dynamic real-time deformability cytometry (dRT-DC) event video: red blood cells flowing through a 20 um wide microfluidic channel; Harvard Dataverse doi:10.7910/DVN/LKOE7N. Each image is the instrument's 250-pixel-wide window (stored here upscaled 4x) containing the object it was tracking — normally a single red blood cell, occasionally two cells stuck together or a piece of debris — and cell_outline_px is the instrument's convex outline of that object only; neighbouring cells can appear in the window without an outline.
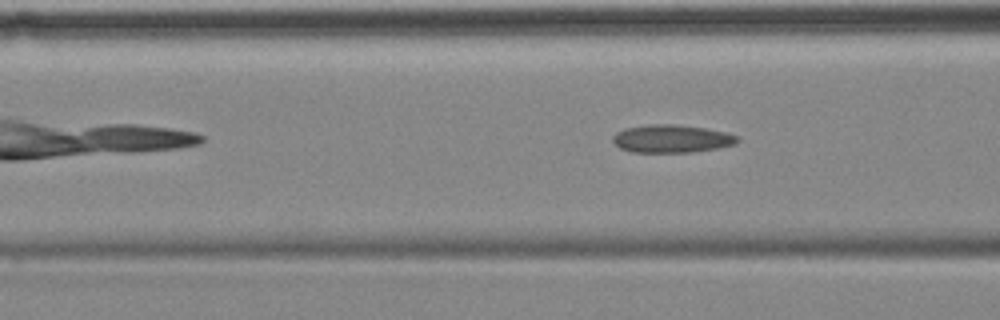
{"species": "common noctule bat (a hibernating species)", "species_latin": "Nyctalus noctula", "temperature_condition": "cold", "stored_images_in_passage": 5, "camera_frame_rate_fps": 3000, "um_per_image_px": 0.085, "animal": {"sex": "female", "body_mass_g": 18.4}, "frame": {"image": 1, "passage_image": 5, "time_ms": 5.667, "image_size_px": [1000, 320], "cell_outline_px": [[740, 140], [736, 144], [716, 148], [692, 152], [632, 152], [620, 148], [612, 140], [612, 136], [616, 132], [624, 128], [648, 124], [672, 124], [704, 128], [728, 132], [736, 136]], "centroid_in_image_um": [57.07, 11.78], "position_along_channel_um": 109.5, "area_um2": 20.29}}